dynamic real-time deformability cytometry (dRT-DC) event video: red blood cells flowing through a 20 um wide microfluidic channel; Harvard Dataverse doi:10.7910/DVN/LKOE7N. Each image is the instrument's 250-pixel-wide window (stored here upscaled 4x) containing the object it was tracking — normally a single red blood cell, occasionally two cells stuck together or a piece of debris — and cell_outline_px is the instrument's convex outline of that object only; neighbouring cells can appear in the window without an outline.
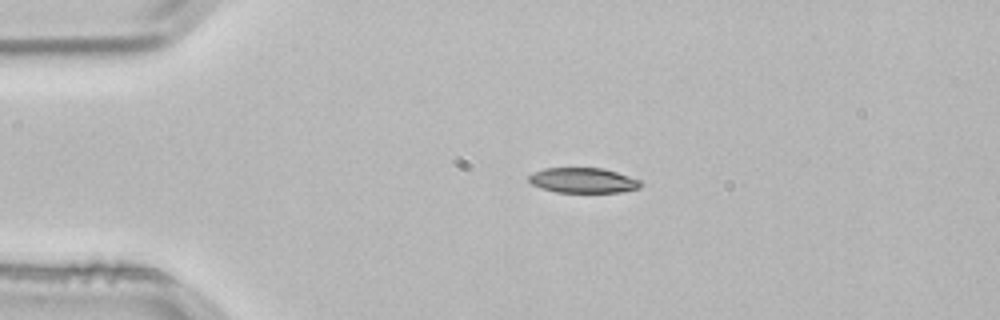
{"species": "common noctule bat (a hibernating species)", "species_latin": "Nyctalus noctula", "temperature_condition": "room temperature", "stored_images_in_passage": 3, "camera_frame_rate_fps": 3000, "um_per_image_px": 0.085, "animal": {"sex": "male", "body_mass_g": 21.5, "forearm_length_mm": 52.0}, "frame": {"image": 1, "passage_image": 3, "time_ms": 0.667, "image_size_px": [1000, 320], "cell_outline_px": [[644, 184], [640, 188], [620, 192], [556, 192], [532, 184], [528, 180], [528, 176], [532, 172], [544, 168], [604, 168], [640, 180]], "centroid_in_image_um": [49.58, 15.32], "position_along_channel_um": 35.4, "area_um2": 16.36}}